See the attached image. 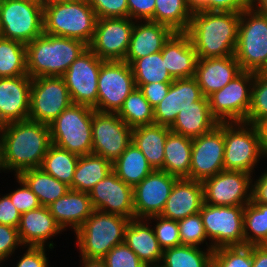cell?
<instances>
[{"mask_svg":"<svg viewBox=\"0 0 267 267\" xmlns=\"http://www.w3.org/2000/svg\"><path fill=\"white\" fill-rule=\"evenodd\" d=\"M17 230L25 247H46V243L48 249L54 248L53 241L47 243L48 239L64 231L45 206L21 214Z\"/></svg>","mask_w":267,"mask_h":267,"instance_id":"23","label":"cell"},{"mask_svg":"<svg viewBox=\"0 0 267 267\" xmlns=\"http://www.w3.org/2000/svg\"><path fill=\"white\" fill-rule=\"evenodd\" d=\"M18 177L36 194L41 206H49L70 190L69 186L44 172L41 168L25 170Z\"/></svg>","mask_w":267,"mask_h":267,"instance_id":"34","label":"cell"},{"mask_svg":"<svg viewBox=\"0 0 267 267\" xmlns=\"http://www.w3.org/2000/svg\"><path fill=\"white\" fill-rule=\"evenodd\" d=\"M171 83L172 82H154L151 84H136V87L140 89L150 105L155 108L167 95Z\"/></svg>","mask_w":267,"mask_h":267,"instance_id":"54","label":"cell"},{"mask_svg":"<svg viewBox=\"0 0 267 267\" xmlns=\"http://www.w3.org/2000/svg\"><path fill=\"white\" fill-rule=\"evenodd\" d=\"M88 45L67 37L43 33L26 44L27 74L37 77H62Z\"/></svg>","mask_w":267,"mask_h":267,"instance_id":"3","label":"cell"},{"mask_svg":"<svg viewBox=\"0 0 267 267\" xmlns=\"http://www.w3.org/2000/svg\"><path fill=\"white\" fill-rule=\"evenodd\" d=\"M224 142V171L253 176L256 164L266 156L256 126L247 122H224Z\"/></svg>","mask_w":267,"mask_h":267,"instance_id":"8","label":"cell"},{"mask_svg":"<svg viewBox=\"0 0 267 267\" xmlns=\"http://www.w3.org/2000/svg\"><path fill=\"white\" fill-rule=\"evenodd\" d=\"M179 245L163 250V267H212L213 249Z\"/></svg>","mask_w":267,"mask_h":267,"instance_id":"37","label":"cell"},{"mask_svg":"<svg viewBox=\"0 0 267 267\" xmlns=\"http://www.w3.org/2000/svg\"><path fill=\"white\" fill-rule=\"evenodd\" d=\"M180 110L177 99V79H174L165 98L154 108V123L170 128Z\"/></svg>","mask_w":267,"mask_h":267,"instance_id":"44","label":"cell"},{"mask_svg":"<svg viewBox=\"0 0 267 267\" xmlns=\"http://www.w3.org/2000/svg\"><path fill=\"white\" fill-rule=\"evenodd\" d=\"M79 155L51 144L40 168L72 189L73 175Z\"/></svg>","mask_w":267,"mask_h":267,"instance_id":"35","label":"cell"},{"mask_svg":"<svg viewBox=\"0 0 267 267\" xmlns=\"http://www.w3.org/2000/svg\"><path fill=\"white\" fill-rule=\"evenodd\" d=\"M6 171L5 163H4V155H3V146L0 140V171Z\"/></svg>","mask_w":267,"mask_h":267,"instance_id":"62","label":"cell"},{"mask_svg":"<svg viewBox=\"0 0 267 267\" xmlns=\"http://www.w3.org/2000/svg\"><path fill=\"white\" fill-rule=\"evenodd\" d=\"M156 0H127L129 18L135 21H153Z\"/></svg>","mask_w":267,"mask_h":267,"instance_id":"53","label":"cell"},{"mask_svg":"<svg viewBox=\"0 0 267 267\" xmlns=\"http://www.w3.org/2000/svg\"><path fill=\"white\" fill-rule=\"evenodd\" d=\"M203 97L195 77L177 79V99L180 106L190 105Z\"/></svg>","mask_w":267,"mask_h":267,"instance_id":"51","label":"cell"},{"mask_svg":"<svg viewBox=\"0 0 267 267\" xmlns=\"http://www.w3.org/2000/svg\"><path fill=\"white\" fill-rule=\"evenodd\" d=\"M112 171V163L102 156L87 154L79 156L73 175L72 190L87 192Z\"/></svg>","mask_w":267,"mask_h":267,"instance_id":"33","label":"cell"},{"mask_svg":"<svg viewBox=\"0 0 267 267\" xmlns=\"http://www.w3.org/2000/svg\"><path fill=\"white\" fill-rule=\"evenodd\" d=\"M81 259V267H107L102 259H87L84 257H81Z\"/></svg>","mask_w":267,"mask_h":267,"instance_id":"61","label":"cell"},{"mask_svg":"<svg viewBox=\"0 0 267 267\" xmlns=\"http://www.w3.org/2000/svg\"><path fill=\"white\" fill-rule=\"evenodd\" d=\"M161 54L173 79L195 76L198 57L186 32H174L164 43Z\"/></svg>","mask_w":267,"mask_h":267,"instance_id":"25","label":"cell"},{"mask_svg":"<svg viewBox=\"0 0 267 267\" xmlns=\"http://www.w3.org/2000/svg\"><path fill=\"white\" fill-rule=\"evenodd\" d=\"M135 84L173 82L161 51L136 59L131 65Z\"/></svg>","mask_w":267,"mask_h":267,"instance_id":"41","label":"cell"},{"mask_svg":"<svg viewBox=\"0 0 267 267\" xmlns=\"http://www.w3.org/2000/svg\"><path fill=\"white\" fill-rule=\"evenodd\" d=\"M38 1L44 7V6H48L50 4H53V3L66 2V1H71V0H38Z\"/></svg>","mask_w":267,"mask_h":267,"instance_id":"63","label":"cell"},{"mask_svg":"<svg viewBox=\"0 0 267 267\" xmlns=\"http://www.w3.org/2000/svg\"><path fill=\"white\" fill-rule=\"evenodd\" d=\"M204 204V187L202 182L187 178L178 179L172 187L161 216L181 220L200 212Z\"/></svg>","mask_w":267,"mask_h":267,"instance_id":"24","label":"cell"},{"mask_svg":"<svg viewBox=\"0 0 267 267\" xmlns=\"http://www.w3.org/2000/svg\"><path fill=\"white\" fill-rule=\"evenodd\" d=\"M145 267H163L162 264L145 265Z\"/></svg>","mask_w":267,"mask_h":267,"instance_id":"64","label":"cell"},{"mask_svg":"<svg viewBox=\"0 0 267 267\" xmlns=\"http://www.w3.org/2000/svg\"><path fill=\"white\" fill-rule=\"evenodd\" d=\"M224 122L192 139L190 180L203 182L224 171Z\"/></svg>","mask_w":267,"mask_h":267,"instance_id":"16","label":"cell"},{"mask_svg":"<svg viewBox=\"0 0 267 267\" xmlns=\"http://www.w3.org/2000/svg\"><path fill=\"white\" fill-rule=\"evenodd\" d=\"M234 56L242 71L267 72V16L251 6L241 12Z\"/></svg>","mask_w":267,"mask_h":267,"instance_id":"6","label":"cell"},{"mask_svg":"<svg viewBox=\"0 0 267 267\" xmlns=\"http://www.w3.org/2000/svg\"><path fill=\"white\" fill-rule=\"evenodd\" d=\"M180 109L176 120L170 127L174 133L193 139L210 132L219 123L211 115L207 97L190 105L180 106Z\"/></svg>","mask_w":267,"mask_h":267,"instance_id":"29","label":"cell"},{"mask_svg":"<svg viewBox=\"0 0 267 267\" xmlns=\"http://www.w3.org/2000/svg\"><path fill=\"white\" fill-rule=\"evenodd\" d=\"M173 33L169 27L157 22L135 21L124 62L131 65L136 59L160 52Z\"/></svg>","mask_w":267,"mask_h":267,"instance_id":"26","label":"cell"},{"mask_svg":"<svg viewBox=\"0 0 267 267\" xmlns=\"http://www.w3.org/2000/svg\"><path fill=\"white\" fill-rule=\"evenodd\" d=\"M192 11L242 12L251 6V0H187Z\"/></svg>","mask_w":267,"mask_h":267,"instance_id":"47","label":"cell"},{"mask_svg":"<svg viewBox=\"0 0 267 267\" xmlns=\"http://www.w3.org/2000/svg\"><path fill=\"white\" fill-rule=\"evenodd\" d=\"M181 245L197 246L203 244L207 234L200 212L178 220Z\"/></svg>","mask_w":267,"mask_h":267,"instance_id":"45","label":"cell"},{"mask_svg":"<svg viewBox=\"0 0 267 267\" xmlns=\"http://www.w3.org/2000/svg\"><path fill=\"white\" fill-rule=\"evenodd\" d=\"M46 250L43 246H28L16 267H48Z\"/></svg>","mask_w":267,"mask_h":267,"instance_id":"55","label":"cell"},{"mask_svg":"<svg viewBox=\"0 0 267 267\" xmlns=\"http://www.w3.org/2000/svg\"><path fill=\"white\" fill-rule=\"evenodd\" d=\"M94 109L72 104L49 124L51 143L79 156L92 154Z\"/></svg>","mask_w":267,"mask_h":267,"instance_id":"7","label":"cell"},{"mask_svg":"<svg viewBox=\"0 0 267 267\" xmlns=\"http://www.w3.org/2000/svg\"><path fill=\"white\" fill-rule=\"evenodd\" d=\"M130 219L94 210L75 232L80 256L102 259L114 246L124 242L125 229Z\"/></svg>","mask_w":267,"mask_h":267,"instance_id":"5","label":"cell"},{"mask_svg":"<svg viewBox=\"0 0 267 267\" xmlns=\"http://www.w3.org/2000/svg\"><path fill=\"white\" fill-rule=\"evenodd\" d=\"M21 213L13 205L10 197L6 194L0 197V224L17 228Z\"/></svg>","mask_w":267,"mask_h":267,"instance_id":"56","label":"cell"},{"mask_svg":"<svg viewBox=\"0 0 267 267\" xmlns=\"http://www.w3.org/2000/svg\"><path fill=\"white\" fill-rule=\"evenodd\" d=\"M17 182L20 183V188L14 190L7 195L10 197L13 205L17 208V210L23 214L30 210L37 209L41 206L36 194L27 186V184L16 176Z\"/></svg>","mask_w":267,"mask_h":267,"instance_id":"50","label":"cell"},{"mask_svg":"<svg viewBox=\"0 0 267 267\" xmlns=\"http://www.w3.org/2000/svg\"><path fill=\"white\" fill-rule=\"evenodd\" d=\"M31 84L29 75L0 78V126L29 118Z\"/></svg>","mask_w":267,"mask_h":267,"instance_id":"21","label":"cell"},{"mask_svg":"<svg viewBox=\"0 0 267 267\" xmlns=\"http://www.w3.org/2000/svg\"><path fill=\"white\" fill-rule=\"evenodd\" d=\"M265 117H267V72H259L255 73L252 84L251 107L246 122L255 125Z\"/></svg>","mask_w":267,"mask_h":267,"instance_id":"43","label":"cell"},{"mask_svg":"<svg viewBox=\"0 0 267 267\" xmlns=\"http://www.w3.org/2000/svg\"><path fill=\"white\" fill-rule=\"evenodd\" d=\"M179 178L162 170H154L133 188L135 219L160 215Z\"/></svg>","mask_w":267,"mask_h":267,"instance_id":"19","label":"cell"},{"mask_svg":"<svg viewBox=\"0 0 267 267\" xmlns=\"http://www.w3.org/2000/svg\"><path fill=\"white\" fill-rule=\"evenodd\" d=\"M97 16L87 0H71L44 6V33L92 42Z\"/></svg>","mask_w":267,"mask_h":267,"instance_id":"4","label":"cell"},{"mask_svg":"<svg viewBox=\"0 0 267 267\" xmlns=\"http://www.w3.org/2000/svg\"><path fill=\"white\" fill-rule=\"evenodd\" d=\"M88 194L94 210L135 219L133 187L124 183L113 171Z\"/></svg>","mask_w":267,"mask_h":267,"instance_id":"20","label":"cell"},{"mask_svg":"<svg viewBox=\"0 0 267 267\" xmlns=\"http://www.w3.org/2000/svg\"><path fill=\"white\" fill-rule=\"evenodd\" d=\"M134 24L131 18L97 19L88 47L104 61H124Z\"/></svg>","mask_w":267,"mask_h":267,"instance_id":"18","label":"cell"},{"mask_svg":"<svg viewBox=\"0 0 267 267\" xmlns=\"http://www.w3.org/2000/svg\"><path fill=\"white\" fill-rule=\"evenodd\" d=\"M251 202L267 204V170L256 181L251 180Z\"/></svg>","mask_w":267,"mask_h":267,"instance_id":"57","label":"cell"},{"mask_svg":"<svg viewBox=\"0 0 267 267\" xmlns=\"http://www.w3.org/2000/svg\"><path fill=\"white\" fill-rule=\"evenodd\" d=\"M192 12L187 0H156L153 22L163 24L173 32H187Z\"/></svg>","mask_w":267,"mask_h":267,"instance_id":"36","label":"cell"},{"mask_svg":"<svg viewBox=\"0 0 267 267\" xmlns=\"http://www.w3.org/2000/svg\"><path fill=\"white\" fill-rule=\"evenodd\" d=\"M244 206H216L204 203L200 215L211 241L209 248L244 246Z\"/></svg>","mask_w":267,"mask_h":267,"instance_id":"10","label":"cell"},{"mask_svg":"<svg viewBox=\"0 0 267 267\" xmlns=\"http://www.w3.org/2000/svg\"><path fill=\"white\" fill-rule=\"evenodd\" d=\"M6 170L21 172L40 168L51 143L49 125L33 121H15L0 126Z\"/></svg>","mask_w":267,"mask_h":267,"instance_id":"1","label":"cell"},{"mask_svg":"<svg viewBox=\"0 0 267 267\" xmlns=\"http://www.w3.org/2000/svg\"><path fill=\"white\" fill-rule=\"evenodd\" d=\"M72 104L69 90L62 77L32 79L28 119L49 125Z\"/></svg>","mask_w":267,"mask_h":267,"instance_id":"12","label":"cell"},{"mask_svg":"<svg viewBox=\"0 0 267 267\" xmlns=\"http://www.w3.org/2000/svg\"><path fill=\"white\" fill-rule=\"evenodd\" d=\"M47 207L63 230L71 227L74 232L94 211L89 194L72 189Z\"/></svg>","mask_w":267,"mask_h":267,"instance_id":"27","label":"cell"},{"mask_svg":"<svg viewBox=\"0 0 267 267\" xmlns=\"http://www.w3.org/2000/svg\"><path fill=\"white\" fill-rule=\"evenodd\" d=\"M147 221L155 220L156 225L153 230L160 247L165 250L181 245L178 221L162 217L152 216Z\"/></svg>","mask_w":267,"mask_h":267,"instance_id":"46","label":"cell"},{"mask_svg":"<svg viewBox=\"0 0 267 267\" xmlns=\"http://www.w3.org/2000/svg\"><path fill=\"white\" fill-rule=\"evenodd\" d=\"M27 74L26 44L0 37V78Z\"/></svg>","mask_w":267,"mask_h":267,"instance_id":"39","label":"cell"},{"mask_svg":"<svg viewBox=\"0 0 267 267\" xmlns=\"http://www.w3.org/2000/svg\"><path fill=\"white\" fill-rule=\"evenodd\" d=\"M252 174L221 171L205 179L204 203L216 206H245L251 202Z\"/></svg>","mask_w":267,"mask_h":267,"instance_id":"17","label":"cell"},{"mask_svg":"<svg viewBox=\"0 0 267 267\" xmlns=\"http://www.w3.org/2000/svg\"><path fill=\"white\" fill-rule=\"evenodd\" d=\"M97 86V111L117 113L136 88L131 66L124 61L103 60Z\"/></svg>","mask_w":267,"mask_h":267,"instance_id":"14","label":"cell"},{"mask_svg":"<svg viewBox=\"0 0 267 267\" xmlns=\"http://www.w3.org/2000/svg\"><path fill=\"white\" fill-rule=\"evenodd\" d=\"M102 61L88 47L63 74L73 104L87 105L97 111V82Z\"/></svg>","mask_w":267,"mask_h":267,"instance_id":"15","label":"cell"},{"mask_svg":"<svg viewBox=\"0 0 267 267\" xmlns=\"http://www.w3.org/2000/svg\"><path fill=\"white\" fill-rule=\"evenodd\" d=\"M98 19L129 18L127 0H87Z\"/></svg>","mask_w":267,"mask_h":267,"instance_id":"49","label":"cell"},{"mask_svg":"<svg viewBox=\"0 0 267 267\" xmlns=\"http://www.w3.org/2000/svg\"><path fill=\"white\" fill-rule=\"evenodd\" d=\"M252 267H267V244L252 245Z\"/></svg>","mask_w":267,"mask_h":267,"instance_id":"58","label":"cell"},{"mask_svg":"<svg viewBox=\"0 0 267 267\" xmlns=\"http://www.w3.org/2000/svg\"><path fill=\"white\" fill-rule=\"evenodd\" d=\"M242 72L234 55L223 58H198L195 79L204 97L222 89Z\"/></svg>","mask_w":267,"mask_h":267,"instance_id":"22","label":"cell"},{"mask_svg":"<svg viewBox=\"0 0 267 267\" xmlns=\"http://www.w3.org/2000/svg\"><path fill=\"white\" fill-rule=\"evenodd\" d=\"M117 115L131 128L154 123V108L137 87L127 96Z\"/></svg>","mask_w":267,"mask_h":267,"instance_id":"40","label":"cell"},{"mask_svg":"<svg viewBox=\"0 0 267 267\" xmlns=\"http://www.w3.org/2000/svg\"><path fill=\"white\" fill-rule=\"evenodd\" d=\"M149 225L145 219L130 220L125 229L124 243L145 265L160 264L163 249L157 241L152 226Z\"/></svg>","mask_w":267,"mask_h":267,"instance_id":"28","label":"cell"},{"mask_svg":"<svg viewBox=\"0 0 267 267\" xmlns=\"http://www.w3.org/2000/svg\"><path fill=\"white\" fill-rule=\"evenodd\" d=\"M44 7L38 0H1L0 37L27 44L44 33Z\"/></svg>","mask_w":267,"mask_h":267,"instance_id":"9","label":"cell"},{"mask_svg":"<svg viewBox=\"0 0 267 267\" xmlns=\"http://www.w3.org/2000/svg\"><path fill=\"white\" fill-rule=\"evenodd\" d=\"M102 260L107 267H145V264L124 242L114 246Z\"/></svg>","mask_w":267,"mask_h":267,"instance_id":"48","label":"cell"},{"mask_svg":"<svg viewBox=\"0 0 267 267\" xmlns=\"http://www.w3.org/2000/svg\"><path fill=\"white\" fill-rule=\"evenodd\" d=\"M22 245L17 228L0 224V263L5 262Z\"/></svg>","mask_w":267,"mask_h":267,"instance_id":"52","label":"cell"},{"mask_svg":"<svg viewBox=\"0 0 267 267\" xmlns=\"http://www.w3.org/2000/svg\"><path fill=\"white\" fill-rule=\"evenodd\" d=\"M192 138L170 131L164 146L163 171L190 179Z\"/></svg>","mask_w":267,"mask_h":267,"instance_id":"31","label":"cell"},{"mask_svg":"<svg viewBox=\"0 0 267 267\" xmlns=\"http://www.w3.org/2000/svg\"><path fill=\"white\" fill-rule=\"evenodd\" d=\"M241 12L193 11L187 30L198 58L235 53Z\"/></svg>","mask_w":267,"mask_h":267,"instance_id":"2","label":"cell"},{"mask_svg":"<svg viewBox=\"0 0 267 267\" xmlns=\"http://www.w3.org/2000/svg\"><path fill=\"white\" fill-rule=\"evenodd\" d=\"M212 267H252V245L214 249Z\"/></svg>","mask_w":267,"mask_h":267,"instance_id":"42","label":"cell"},{"mask_svg":"<svg viewBox=\"0 0 267 267\" xmlns=\"http://www.w3.org/2000/svg\"><path fill=\"white\" fill-rule=\"evenodd\" d=\"M255 126L259 132V138H260L262 149L267 157V117L260 119L255 124Z\"/></svg>","mask_w":267,"mask_h":267,"instance_id":"59","label":"cell"},{"mask_svg":"<svg viewBox=\"0 0 267 267\" xmlns=\"http://www.w3.org/2000/svg\"><path fill=\"white\" fill-rule=\"evenodd\" d=\"M254 78L255 73L242 71L208 97L211 115L218 122H246Z\"/></svg>","mask_w":267,"mask_h":267,"instance_id":"11","label":"cell"},{"mask_svg":"<svg viewBox=\"0 0 267 267\" xmlns=\"http://www.w3.org/2000/svg\"><path fill=\"white\" fill-rule=\"evenodd\" d=\"M132 130L117 113L94 110L92 153L113 164L132 143Z\"/></svg>","mask_w":267,"mask_h":267,"instance_id":"13","label":"cell"},{"mask_svg":"<svg viewBox=\"0 0 267 267\" xmlns=\"http://www.w3.org/2000/svg\"><path fill=\"white\" fill-rule=\"evenodd\" d=\"M112 171L124 183L134 188L154 169L142 151L132 142L112 164Z\"/></svg>","mask_w":267,"mask_h":267,"instance_id":"32","label":"cell"},{"mask_svg":"<svg viewBox=\"0 0 267 267\" xmlns=\"http://www.w3.org/2000/svg\"><path fill=\"white\" fill-rule=\"evenodd\" d=\"M243 229L244 246L267 244V204L249 202L244 206Z\"/></svg>","mask_w":267,"mask_h":267,"instance_id":"38","label":"cell"},{"mask_svg":"<svg viewBox=\"0 0 267 267\" xmlns=\"http://www.w3.org/2000/svg\"><path fill=\"white\" fill-rule=\"evenodd\" d=\"M170 128L159 124L133 128L132 142L142 151L154 170L163 171L164 146Z\"/></svg>","mask_w":267,"mask_h":267,"instance_id":"30","label":"cell"},{"mask_svg":"<svg viewBox=\"0 0 267 267\" xmlns=\"http://www.w3.org/2000/svg\"><path fill=\"white\" fill-rule=\"evenodd\" d=\"M251 7L258 13L267 16V0H251Z\"/></svg>","mask_w":267,"mask_h":267,"instance_id":"60","label":"cell"}]
</instances>
